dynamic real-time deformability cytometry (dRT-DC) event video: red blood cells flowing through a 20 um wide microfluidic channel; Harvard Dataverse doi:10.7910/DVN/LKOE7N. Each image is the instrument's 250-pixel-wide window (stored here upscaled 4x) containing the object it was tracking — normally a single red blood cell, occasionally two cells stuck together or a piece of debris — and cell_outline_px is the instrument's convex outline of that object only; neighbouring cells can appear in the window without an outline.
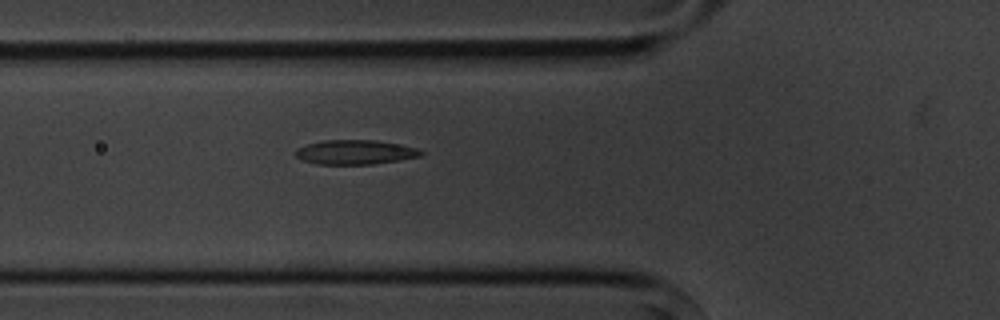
{"species": "common noctule bat (a hibernating species)", "species_latin": "Nyctalus noctula", "temperature_condition": "cold", "stored_images_in_passage": 6, "camera_frame_rate_fps": 3000, "um_per_image_px": 0.085, "animal": {"sex": "male", "body_mass_g": 20.1, "forearm_length_mm": 53.5}, "frame": {"image": 1, "passage_image": 6, "time_ms": 5.667, "image_size_px": [1000, 320], "cell_outline_px": [[424, 152], [420, 156], [372, 164], [316, 164], [304, 160], [296, 156], [296, 148], [304, 144], [324, 140], [376, 140], [400, 144], [416, 148]], "centroid_in_image_um": [30.15, 12.92], "position_along_channel_um": 95.6, "area_um2": 17.74}}